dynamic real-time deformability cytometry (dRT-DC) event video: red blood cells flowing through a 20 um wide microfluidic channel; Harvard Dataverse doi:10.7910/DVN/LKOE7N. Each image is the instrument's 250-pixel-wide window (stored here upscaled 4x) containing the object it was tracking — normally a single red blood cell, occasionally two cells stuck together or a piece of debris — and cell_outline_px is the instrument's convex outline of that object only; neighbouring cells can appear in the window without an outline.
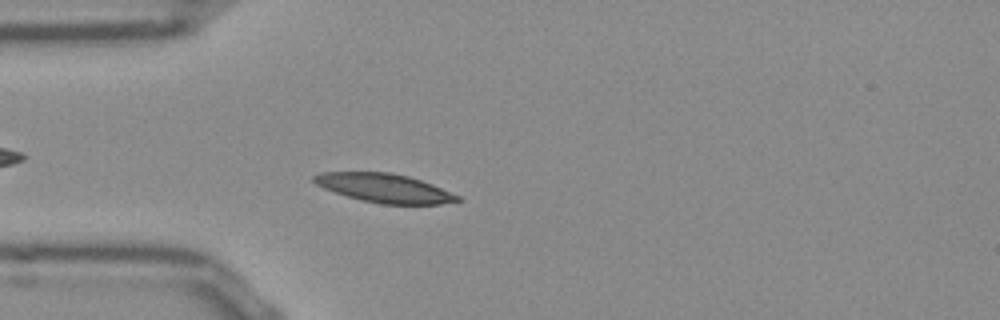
{"species": "Egyptian fruit bat (a non-hibernating species)", "species_latin": "Rousettus aegyptiacus", "temperature_condition": "room temperature", "stored_images_in_passage": 50, "camera_frame_rate_fps": 3000, "um_per_image_px": 0.085, "frame": {"image": 1, "passage_image": 12, "time_ms": 3.667, "image_size_px": [1000, 320], "cell_outline_px": [[460, 200], [440, 204], [380, 204], [360, 200], [324, 188], [316, 184], [312, 180], [312, 176], [320, 172], [392, 172], [408, 176], [432, 184], [460, 196]], "centroid_in_image_um": [32.65, 15.98], "position_along_channel_um": 52.3, "area_um2": 23.99}}
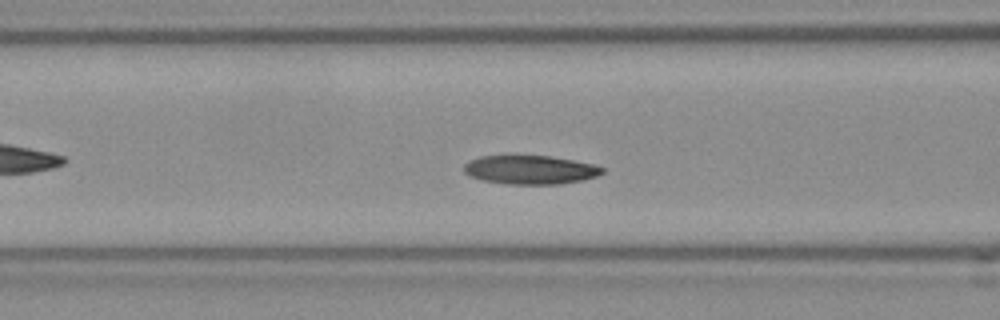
{"frame": {"image": 2, "passage_image": 18, "time_ms": 5.667, "image_size_px": [1000, 320], "cell_outline_px": [[604, 172], [596, 176], [584, 180], [560, 184], [508, 184], [484, 180], [468, 176], [464, 172], [464, 164], [480, 156], [552, 156], [592, 164], [604, 168]], "centroid_in_image_um": [45.08, 14.44], "position_along_channel_um": 121.5, "area_um2": 23.06}}
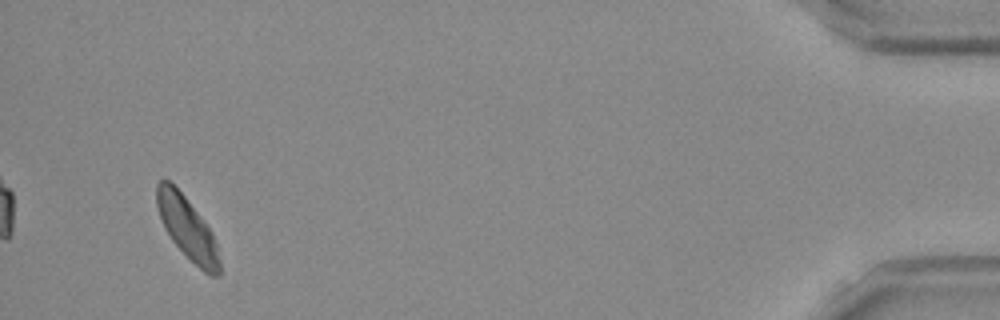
{"frame": {"image": 3, "passage_image": 48, "time_ms": 15.667, "image_size_px": [1000, 320], "cell_outline_px": [[220, 276], [208, 276], [172, 240], [164, 228], [156, 204], [156, 184], [160, 180], [168, 180], [184, 196], [212, 232], [216, 244], [220, 264]], "centroid_in_image_um": [15.91, 19.4], "position_along_channel_um": 419.3, "area_um2": 22.14}, "authors_computed_cell_mechanics": {"area_um2": 23.2934, "velocity_mm_per_s": 3.7812, "shape_relaxation_time_tau1_ms": 7.754, "shape_relaxation_time_tau2_ms": 5.045, "deformation_change_tau1": 0.1393, "deformation_change_tau2": 0.1244}}